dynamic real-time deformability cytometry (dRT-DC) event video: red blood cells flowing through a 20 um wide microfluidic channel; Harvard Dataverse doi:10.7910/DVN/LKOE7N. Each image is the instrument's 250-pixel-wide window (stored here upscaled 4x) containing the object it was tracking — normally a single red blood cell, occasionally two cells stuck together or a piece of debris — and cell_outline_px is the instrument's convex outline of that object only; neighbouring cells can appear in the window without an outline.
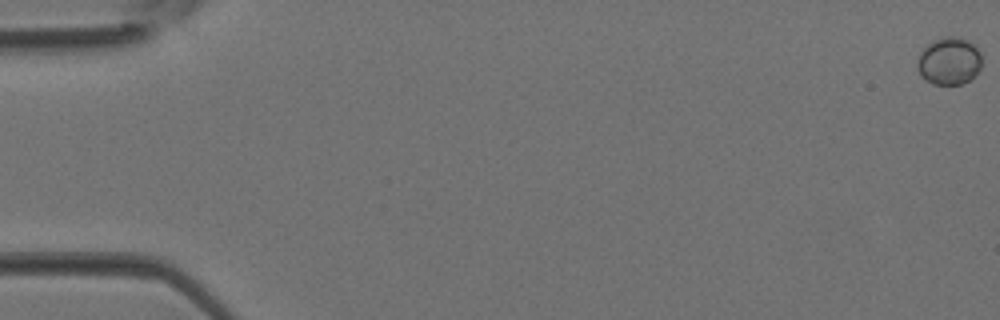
{"species": "Egyptian fruit bat (a non-hibernating species)", "species_latin": "Rousettus aegyptiacus", "temperature_condition": "room temperature", "stored_images_in_passage": 5, "camera_frame_rate_fps": 3000, "um_per_image_px": 0.085, "animal": {"sex": "female"}, "frame": {"image": 1, "passage_image": 1, "time_ms": 0.0, "image_size_px": [1000, 320], "cell_outline_px": [[980, 68], [968, 80], [960, 84], [932, 84], [920, 76], [916, 64], [920, 52], [932, 40], [940, 36], [960, 36], [976, 44], [980, 52]], "centroid_in_image_um": [80.65, 5.15], "position_along_channel_um": 4.3, "area_um2": 18.03}}